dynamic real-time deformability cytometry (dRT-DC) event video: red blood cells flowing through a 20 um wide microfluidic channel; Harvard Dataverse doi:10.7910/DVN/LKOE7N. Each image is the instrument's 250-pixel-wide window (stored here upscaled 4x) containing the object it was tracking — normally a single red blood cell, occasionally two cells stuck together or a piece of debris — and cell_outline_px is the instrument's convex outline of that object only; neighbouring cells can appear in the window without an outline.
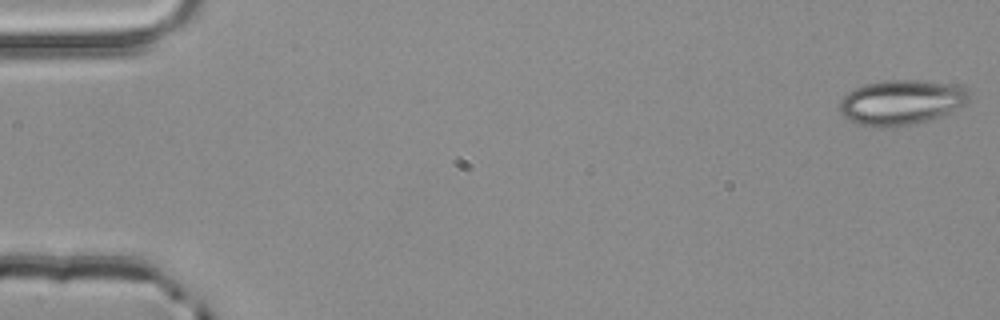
{"species": "common noctule bat (a hibernating species)", "species_latin": "Nyctalus noctula", "temperature_condition": "room temperature", "stored_images_in_passage": 4, "camera_frame_rate_fps": 3000, "um_per_image_px": 0.085, "animal": {"sex": "male", "body_mass_g": 20.4}, "frame": {"image": 1, "passage_image": 4, "time_ms": 1.0, "image_size_px": [1000, 320], "cell_outline_px": [[968, 100], [964, 104], [948, 112], [928, 120], [912, 124], [880, 128], [856, 124], [844, 116], [840, 112], [840, 100], [848, 92], [864, 84], [888, 80], [916, 80], [956, 84], [968, 88]], "centroid_in_image_um": [76.58, 8.69], "position_along_channel_um": 8.4, "area_um2": 33.7}}